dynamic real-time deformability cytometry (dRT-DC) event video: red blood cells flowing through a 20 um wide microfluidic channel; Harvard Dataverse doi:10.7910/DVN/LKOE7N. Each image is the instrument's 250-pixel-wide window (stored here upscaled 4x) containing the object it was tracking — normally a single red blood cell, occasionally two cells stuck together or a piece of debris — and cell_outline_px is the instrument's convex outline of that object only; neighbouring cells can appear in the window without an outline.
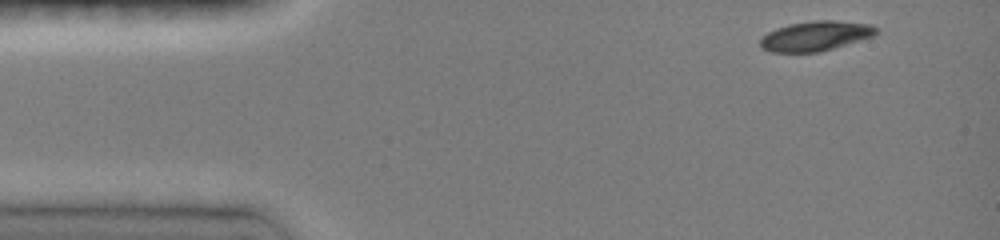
{"species": "common noctule bat (a hibernating species)", "species_latin": "Nyctalus noctula", "temperature_condition": "room temperature", "stored_images_in_passage": 24, "camera_frame_rate_fps": 3000, "um_per_image_px": 0.085, "animal": {"sex": "female", "body_mass_g": 19.0, "forearm_length_mm": 51.5}, "frame": {"image": 1, "passage_image": 1, "time_ms": 0.0, "image_size_px": [1000, 240], "cell_outline_px": [[876, 32], [872, 36], [820, 52], [772, 52], [764, 48], [760, 44], [760, 40], [768, 32], [776, 28], [788, 24], [816, 20], [836, 20], [868, 24], [876, 28]], "centroid_in_image_um": [69.29, 3.05], "position_along_channel_um": 15.7, "area_um2": 19.77}}
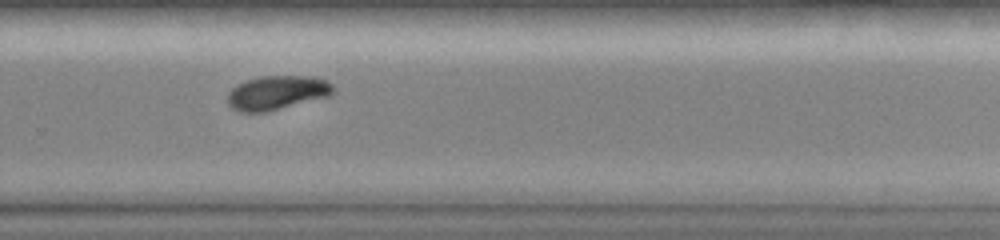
{"frame": {"image": 2, "passage_image": 15, "time_ms": 9.333, "image_size_px": [1000, 240], "cell_outline_px": [[336, 88], [328, 96], [268, 112], [240, 112], [232, 108], [228, 104], [228, 92], [236, 84], [260, 76], [316, 76], [328, 80]], "centroid_in_image_um": [23.56, 7.87], "position_along_channel_um": 306.2, "area_um2": 21.15}}
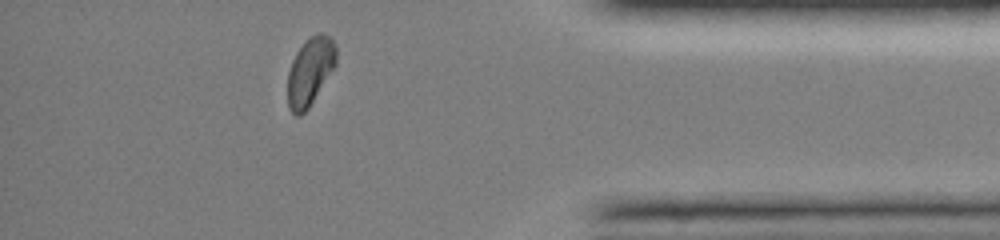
{"frame": {"image": 3, "passage_image": 22, "time_ms": 12.333, "image_size_px": [1000, 240], "cell_outline_px": [[336, 64], [308, 108], [300, 116], [296, 116], [288, 108], [288, 72], [292, 60], [296, 52], [304, 40], [316, 32], [324, 32], [332, 40], [336, 48]], "centroid_in_image_um": [26.34, 6.04], "position_along_channel_um": 408.9, "area_um2": 19.19}, "authors_computed_cell_mechanics": {"area_um2": 21.0392, "velocity_mm_per_s": 4.0284, "shape_relaxation_time_tau1_ms": 2.7143, "shape_relaxation_time_tau2_ms": null, "deformation_change_tau1": 0.128, "deformation_change_tau2": null}}